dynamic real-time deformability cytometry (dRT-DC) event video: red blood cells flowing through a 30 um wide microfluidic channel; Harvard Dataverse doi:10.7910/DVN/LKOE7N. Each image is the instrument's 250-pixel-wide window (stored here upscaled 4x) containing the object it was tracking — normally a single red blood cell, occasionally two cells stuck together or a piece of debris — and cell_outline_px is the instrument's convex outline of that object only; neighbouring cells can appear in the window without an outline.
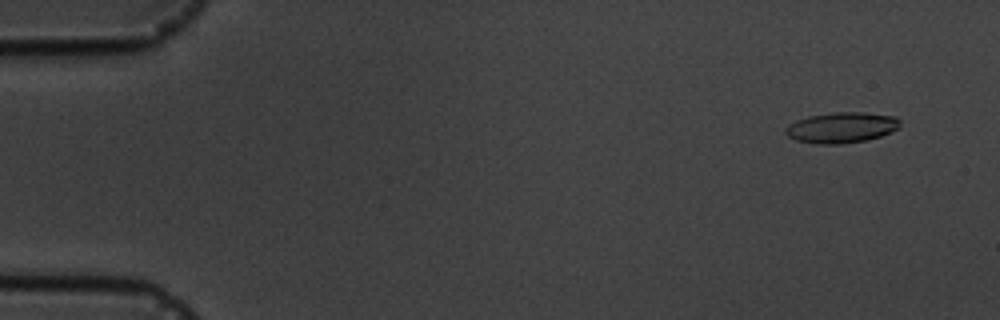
{"species": "common noctule bat (a hibernating species)", "species_latin": "Nyctalus noctula", "temperature_condition": "cold", "stored_images_in_passage": 6, "camera_frame_rate_fps": 3000, "um_per_image_px": 0.085, "animal": {"sex": "male", "body_mass_g": 19.5, "forearm_length_mm": 54.6}, "frame": {"image": 1, "passage_image": 1, "time_ms": 0.0, "image_size_px": [1000, 320], "cell_outline_px": [[900, 128], [892, 132], [880, 136], [864, 140], [840, 144], [816, 144], [796, 140], [788, 136], [784, 132], [784, 128], [796, 120], [808, 116], [836, 112], [864, 112], [896, 116], [900, 120]], "centroid_in_image_um": [71.54, 10.84], "position_along_channel_um": 13.5, "area_um2": 20.58}}
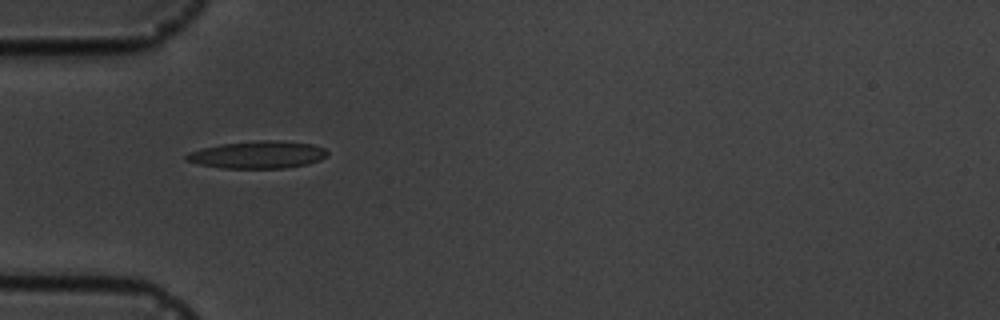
{"frame": {"image": 2, "passage_image": 5, "time_ms": 4.667, "image_size_px": [1000, 320], "cell_outline_px": [[328, 156], [320, 160], [308, 164], [284, 168], [220, 168], [200, 164], [184, 160], [184, 156], [188, 152], [220, 144], [260, 140], [272, 140], [312, 144], [324, 148], [328, 152]], "centroid_in_image_um": [21.91, 13.15], "position_along_channel_um": 63.1, "area_um2": 22.48}}
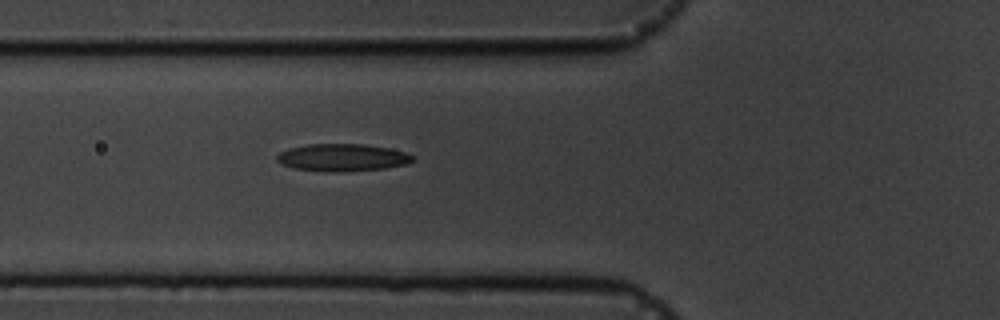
{"frame": {"image": 3, "passage_image": 6, "time_ms": 5.667, "image_size_px": [1000, 320], "cell_outline_px": [[416, 160], [404, 164], [384, 168], [344, 172], [324, 172], [296, 168], [280, 164], [276, 160], [276, 156], [280, 152], [288, 148], [308, 144], [364, 144], [388, 148], [404, 152], [416, 156]], "centroid_in_image_um": [29.09, 13.39], "position_along_channel_um": 96.7, "area_um2": 21.79}}